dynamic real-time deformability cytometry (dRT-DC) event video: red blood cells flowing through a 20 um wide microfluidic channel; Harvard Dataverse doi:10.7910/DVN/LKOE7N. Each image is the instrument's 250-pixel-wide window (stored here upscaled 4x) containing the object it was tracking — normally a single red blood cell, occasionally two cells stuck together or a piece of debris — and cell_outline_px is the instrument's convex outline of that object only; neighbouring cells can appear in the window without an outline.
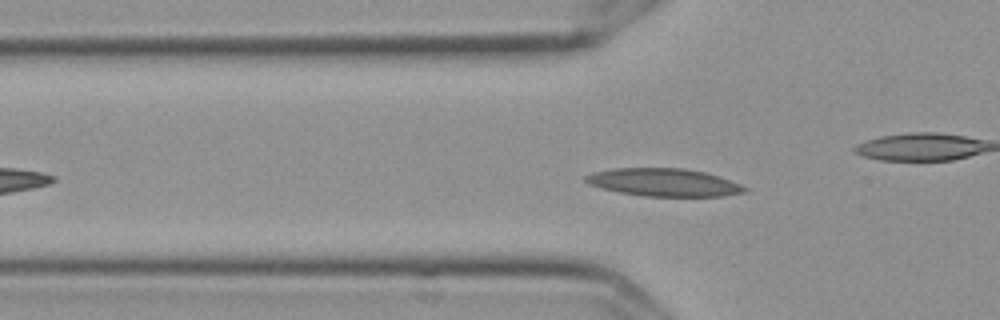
{"species": "Egyptian fruit bat (a non-hibernating species)", "species_latin": "Rousettus aegyptiacus", "temperature_condition": "cold", "stored_images_in_passage": 50, "camera_frame_rate_fps": 3000, "um_per_image_px": 0.085, "frame": {"image": 1, "passage_image": 11, "time_ms": 3.333, "image_size_px": [1000, 320], "cell_outline_px": [[748, 188], [744, 192], [724, 196], [644, 196], [620, 192], [600, 188], [588, 184], [584, 180], [584, 176], [592, 172], [612, 168], [684, 168], [704, 172], [740, 184]], "centroid_in_image_um": [56.36, 15.5], "position_along_channel_um": 69.4, "area_um2": 25.66}}
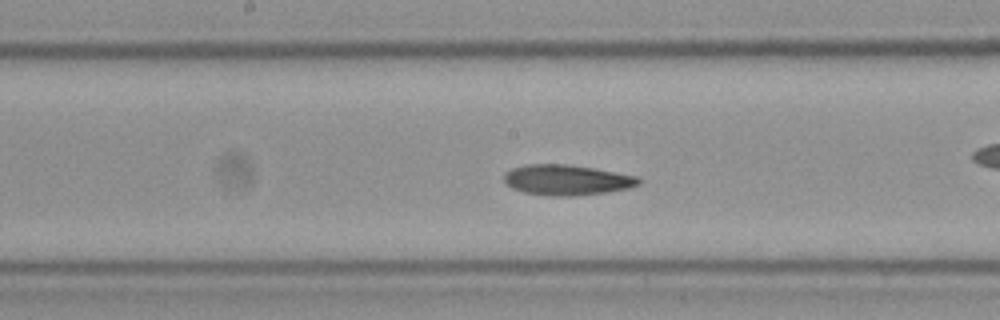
{"frame": {"image": 2, "passage_image": 22, "time_ms": 7.0, "image_size_px": [1000, 320], "cell_outline_px": [[640, 184], [628, 188], [608, 192], [576, 196], [548, 196], [524, 192], [512, 188], [504, 180], [504, 172], [512, 168], [524, 164], [568, 164], [592, 168], [636, 176], [640, 180]], "centroid_in_image_um": [48.14, 15.3], "position_along_channel_um": 200.1, "area_um2": 23.87}}
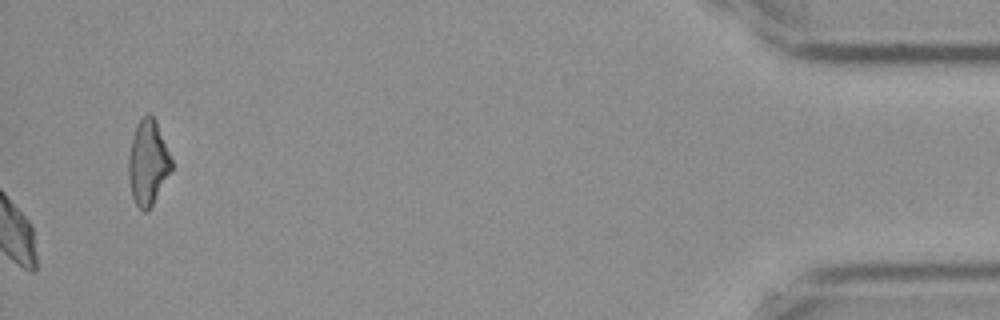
{"frame": {"image": 3, "passage_image": 50, "time_ms": 16.333, "image_size_px": [1000, 320], "cell_outline_px": [[172, 168], [152, 204], [144, 212], [136, 204], [132, 196], [128, 176], [128, 156], [132, 136], [136, 124], [148, 112], [156, 120], [172, 160]], "centroid_in_image_um": [12.55, 13.77], "position_along_channel_um": 422.6, "area_um2": 20.98}, "authors_computed_cell_mechanics": {"area_um2": 23.4379, "velocity_mm_per_s": 3.5654, "shape_relaxation_time_tau1_ms": null, "shape_relaxation_time_tau2_ms": 11.21, "deformation_change_tau1": null, "deformation_change_tau2": 0.2077}}